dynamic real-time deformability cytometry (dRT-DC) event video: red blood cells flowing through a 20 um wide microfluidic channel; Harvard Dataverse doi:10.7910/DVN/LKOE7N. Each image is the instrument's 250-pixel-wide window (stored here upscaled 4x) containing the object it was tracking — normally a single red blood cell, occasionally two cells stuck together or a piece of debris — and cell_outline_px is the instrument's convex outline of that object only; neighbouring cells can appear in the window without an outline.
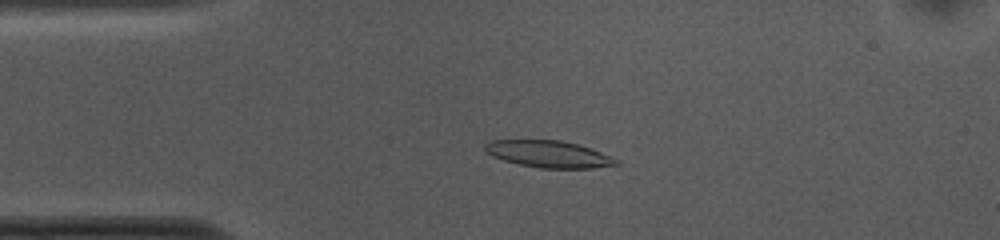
{"species": "common noctule bat (a hibernating species)", "species_latin": "Nyctalus noctula", "temperature_condition": "cold", "stored_images_in_passage": 52, "camera_frame_rate_fps": 3000, "um_per_image_px": 0.085, "animal": {"sex": "female", "body_mass_g": 10.0, "forearm_length_mm": 53.1}, "frame": {"image": 1, "passage_image": 11, "time_ms": 3.333, "image_size_px": [1000, 240], "cell_outline_px": [[620, 164], [592, 168], [540, 168], [520, 164], [504, 160], [492, 156], [484, 152], [484, 144], [492, 140], [560, 140], [576, 144], [600, 152], [620, 160]], "centroid_in_image_um": [46.61, 13.1], "position_along_channel_um": 38.4, "area_um2": 20.4}}
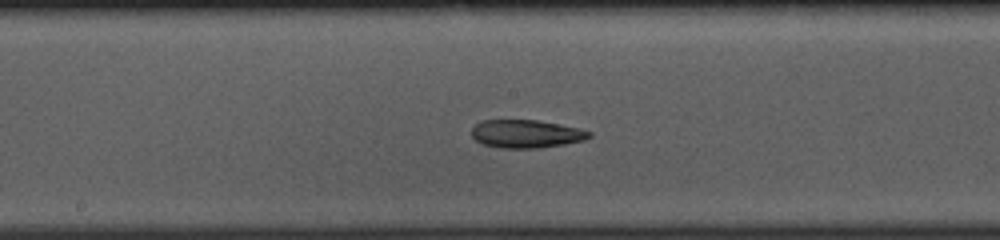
{"frame": {"image": 2, "passage_image": 26, "time_ms": 8.333, "image_size_px": [1000, 240], "cell_outline_px": [[592, 136], [584, 140], [564, 144], [536, 148], [500, 148], [484, 144], [476, 140], [472, 136], [472, 128], [476, 124], [484, 120], [536, 120], [580, 128], [592, 132]], "centroid_in_image_um": [44.74, 11.37], "position_along_channel_um": 203.5, "area_um2": 19.13}}
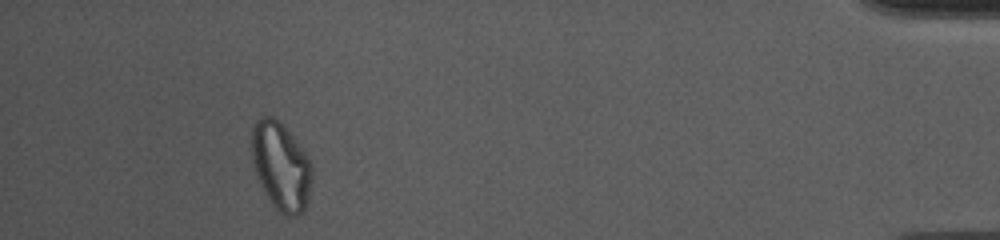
{"frame": {"image": 3, "passage_image": 48, "time_ms": 15.667, "image_size_px": [1000, 240], "cell_outline_px": [[312, 176], [308, 196], [304, 208], [300, 216], [288, 216], [280, 212], [272, 204], [260, 184], [256, 176], [252, 164], [252, 124], [260, 116], [272, 116], [296, 140], [308, 156], [312, 164]], "centroid_in_image_um": [23.87, 14.13], "position_along_channel_um": 411.3, "area_um2": 30.75}, "authors_computed_cell_mechanics": {"area_um2": 20.4034, "velocity_mm_per_s": 3.7285, "shape_relaxation_time_tau1_ms": null, "shape_relaxation_time_tau2_ms": 6.1522, "deformation_change_tau1": null, "deformation_change_tau2": 0.1458}}